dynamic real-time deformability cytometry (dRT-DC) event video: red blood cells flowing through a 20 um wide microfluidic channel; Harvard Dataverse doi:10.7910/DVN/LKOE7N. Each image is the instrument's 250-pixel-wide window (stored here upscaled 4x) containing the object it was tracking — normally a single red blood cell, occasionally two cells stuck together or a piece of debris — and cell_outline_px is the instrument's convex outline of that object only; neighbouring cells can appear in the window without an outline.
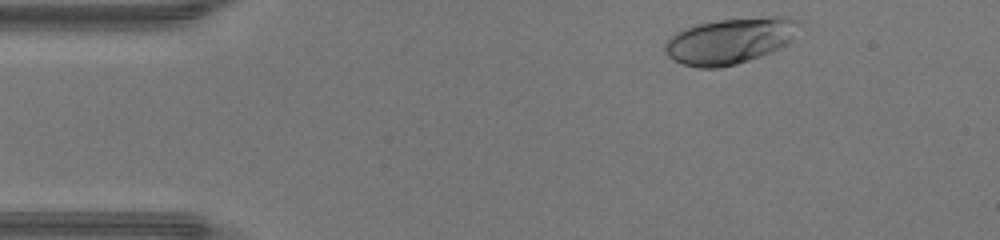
{"species": "human", "species_latin": "Homo sapiens", "temperature_condition": "warm", "stored_images_in_passage": 34, "camera_frame_rate_fps": 3000, "um_per_image_px": 0.085, "donor": {"sex": "male"}, "frame": {"image": 1, "passage_image": 1, "time_ms": 0.0, "image_size_px": [1000, 240], "cell_outline_px": [[804, 24], [792, 40], [788, 44], [772, 52], [736, 64], [720, 68], [696, 68], [672, 60], [664, 52], [664, 44], [676, 32], [684, 28], [696, 24], [716, 20], [776, 16], [788, 16], [800, 20]], "centroid_in_image_um": [62.11, 3.46], "position_along_channel_um": 22.9, "area_um2": 36.53}}
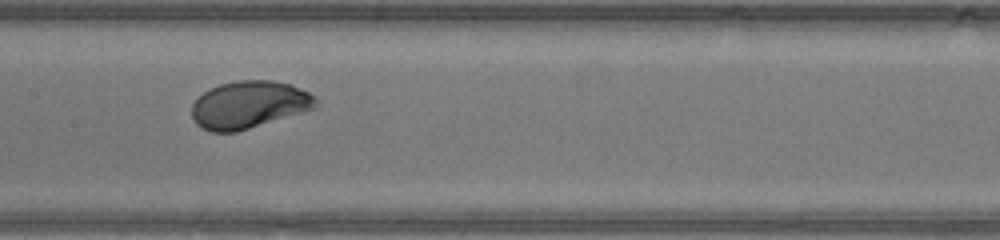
{"frame": {"image": 2, "passage_image": 17, "time_ms": 5.333, "image_size_px": [1000, 240], "cell_outline_px": [[320, 108], [236, 132], [208, 132], [200, 128], [192, 120], [192, 104], [208, 88], [220, 84], [236, 80], [272, 80], [292, 84], [316, 96]], "centroid_in_image_um": [21.21, 8.91], "position_along_channel_um": 186.2, "area_um2": 34.97}}
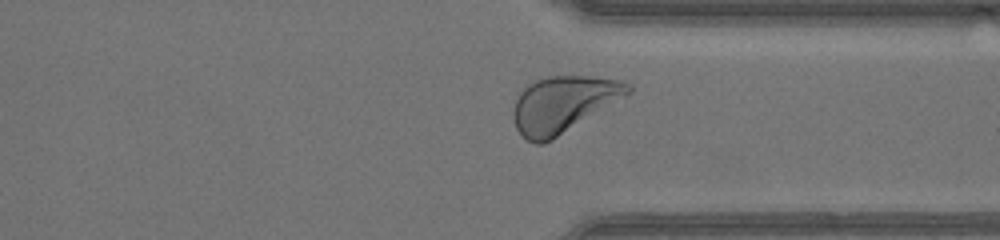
{"frame": {"image": 3, "passage_image": 29, "time_ms": 9.333, "image_size_px": [1000, 240], "cell_outline_px": [[632, 92], [552, 140], [544, 144], [536, 144], [528, 140], [516, 128], [512, 116], [512, 112], [516, 100], [520, 92], [528, 84], [536, 80], [548, 76], [592, 76], [624, 80], [632, 84]], "centroid_in_image_um": [47.89, 8.84], "position_along_channel_um": 363.5, "area_um2": 37.57}, "authors_computed_cell_mechanics": {"area_um2": 34.5355, "velocity_mm_per_s": 4.4506, "shape_relaxation_time_tau1_ms": 1.8781, "shape_relaxation_time_tau2_ms": null, "deformation_change_tau1": 0.1609, "deformation_change_tau2": null}}